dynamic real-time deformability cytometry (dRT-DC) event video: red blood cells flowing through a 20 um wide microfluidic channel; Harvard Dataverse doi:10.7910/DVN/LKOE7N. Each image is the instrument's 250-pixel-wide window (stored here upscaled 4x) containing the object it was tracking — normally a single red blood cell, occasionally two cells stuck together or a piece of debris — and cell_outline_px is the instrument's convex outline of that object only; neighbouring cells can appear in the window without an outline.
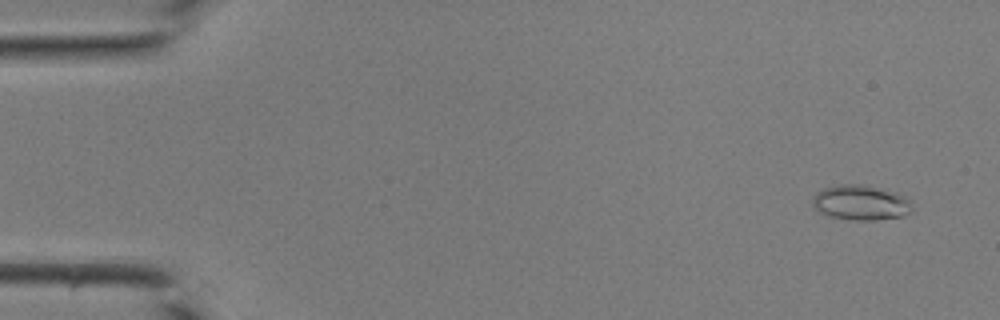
{"species": "common noctule bat (a hibernating species)", "species_latin": "Nyctalus noctula", "temperature_condition": "room temperature", "stored_images_in_passage": 41, "camera_frame_rate_fps": 3000, "um_per_image_px": 0.085, "animal": {"sex": "male", "body_mass_g": 19.0, "forearm_length_mm": 50.8}, "frame": {"image": 1, "passage_image": 1, "time_ms": 0.0, "image_size_px": [1000, 320], "cell_outline_px": [[912, 212], [900, 216], [876, 220], [852, 220], [828, 216], [820, 212], [812, 204], [812, 196], [816, 192], [824, 188], [840, 184], [860, 184], [896, 192], [908, 200], [912, 208]], "centroid_in_image_um": [73.12, 17.22], "position_along_channel_um": 11.9, "area_um2": 20.23}}
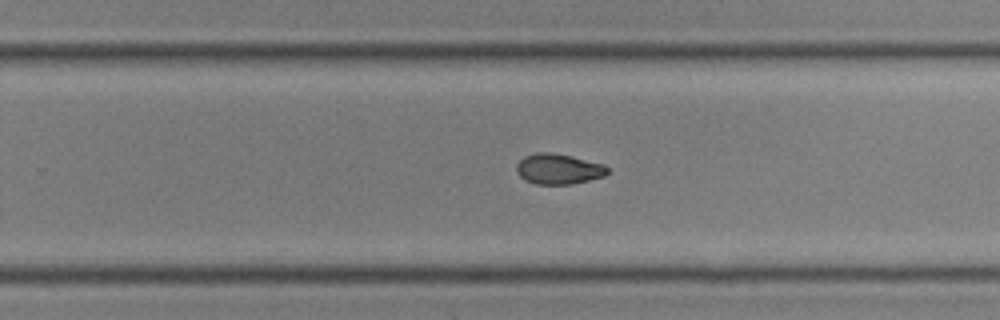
{"frame": {"image": 2, "passage_image": 26, "time_ms": 8.333, "image_size_px": [1000, 320], "cell_outline_px": [[608, 172], [604, 176], [572, 184], [536, 184], [524, 180], [516, 172], [516, 164], [524, 156], [536, 152], [548, 152], [572, 156], [604, 164], [608, 168]], "centroid_in_image_um": [47.44, 14.36], "position_along_channel_um": 282.4, "area_um2": 16.18}}
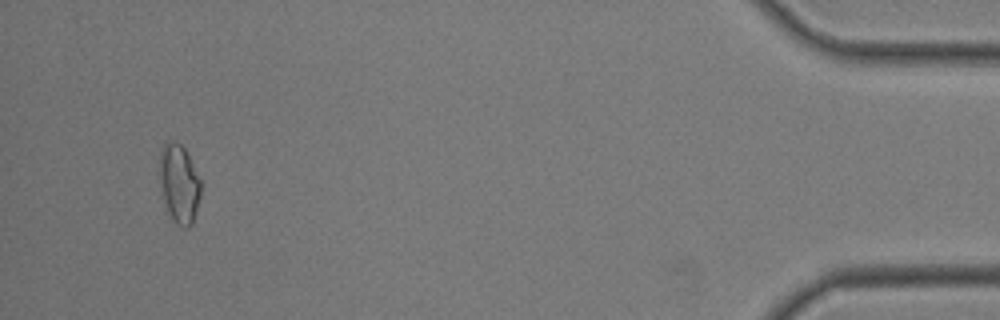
{"frame": {"image": 3, "passage_image": 39, "time_ms": 12.667, "image_size_px": [1000, 320], "cell_outline_px": [[200, 196], [192, 224], [188, 228], [184, 228], [176, 224], [172, 220], [160, 196], [160, 148], [168, 140], [172, 140], [180, 144], [184, 148], [200, 180]], "centroid_in_image_um": [15.19, 15.64], "position_along_channel_um": 420.0, "area_um2": 19.02}}